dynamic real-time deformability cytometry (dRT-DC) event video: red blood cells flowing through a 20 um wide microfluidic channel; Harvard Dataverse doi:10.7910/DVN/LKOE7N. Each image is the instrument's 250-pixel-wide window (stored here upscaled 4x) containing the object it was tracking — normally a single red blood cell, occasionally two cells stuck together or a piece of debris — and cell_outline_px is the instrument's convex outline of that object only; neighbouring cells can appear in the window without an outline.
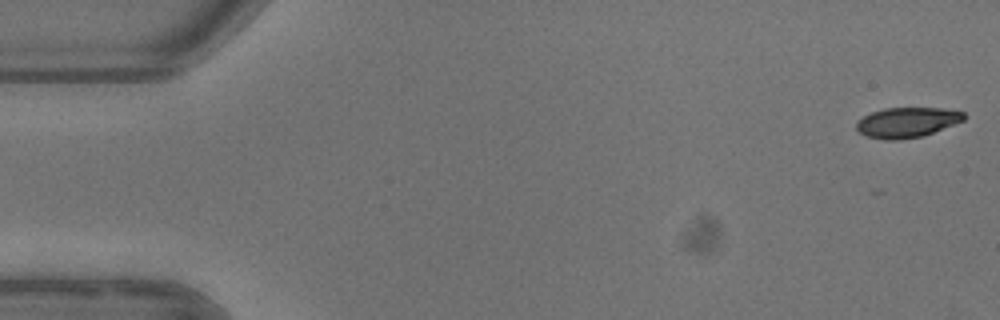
{"species": "common noctule bat (a hibernating species)", "species_latin": "Nyctalus noctula", "temperature_condition": "warm", "stored_images_in_passage": 4, "camera_frame_rate_fps": 3000, "um_per_image_px": 0.085, "animal": {"sex": "female"}, "frame": {"image": 1, "passage_image": 1, "time_ms": 0.0, "image_size_px": [1000, 320], "cell_outline_px": [[964, 120], [924, 136], [900, 140], [884, 140], [868, 136], [860, 132], [856, 128], [856, 120], [872, 112], [884, 108], [944, 108], [964, 112]], "centroid_in_image_um": [77.08, 10.4], "position_along_channel_um": 7.9, "area_um2": 18.9}}
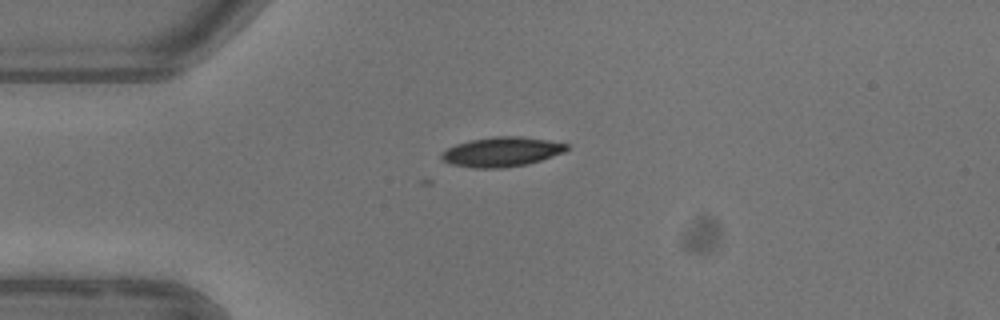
{"frame": {"image": 2, "passage_image": 4, "time_ms": 4.0, "image_size_px": [1000, 320], "cell_outline_px": [[568, 148], [564, 152], [528, 164], [504, 168], [472, 168], [452, 164], [444, 160], [440, 156], [440, 152], [456, 144], [468, 140], [492, 136], [520, 136], [568, 144]], "centroid_in_image_um": [42.6, 12.91], "position_along_channel_um": 42.4, "area_um2": 21.56}}